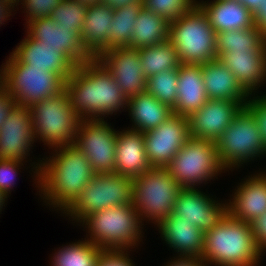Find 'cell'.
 I'll list each match as a JSON object with an SVG mask.
<instances>
[{"label": "cell", "instance_id": "obj_12", "mask_svg": "<svg viewBox=\"0 0 266 266\" xmlns=\"http://www.w3.org/2000/svg\"><path fill=\"white\" fill-rule=\"evenodd\" d=\"M117 131L104 119L80 121L74 145L87 157L96 173H115Z\"/></svg>", "mask_w": 266, "mask_h": 266}, {"label": "cell", "instance_id": "obj_45", "mask_svg": "<svg viewBox=\"0 0 266 266\" xmlns=\"http://www.w3.org/2000/svg\"><path fill=\"white\" fill-rule=\"evenodd\" d=\"M100 3L114 10L125 7L126 5L144 4V0H100Z\"/></svg>", "mask_w": 266, "mask_h": 266}, {"label": "cell", "instance_id": "obj_3", "mask_svg": "<svg viewBox=\"0 0 266 266\" xmlns=\"http://www.w3.org/2000/svg\"><path fill=\"white\" fill-rule=\"evenodd\" d=\"M262 256L251 225L233 219L229 214L204 234L201 259L207 266H258Z\"/></svg>", "mask_w": 266, "mask_h": 266}, {"label": "cell", "instance_id": "obj_11", "mask_svg": "<svg viewBox=\"0 0 266 266\" xmlns=\"http://www.w3.org/2000/svg\"><path fill=\"white\" fill-rule=\"evenodd\" d=\"M132 180L116 173H96L63 214L78 224L97 211L132 204Z\"/></svg>", "mask_w": 266, "mask_h": 266}, {"label": "cell", "instance_id": "obj_48", "mask_svg": "<svg viewBox=\"0 0 266 266\" xmlns=\"http://www.w3.org/2000/svg\"><path fill=\"white\" fill-rule=\"evenodd\" d=\"M74 1H79L82 5L86 7H90L91 5L100 3V0H74Z\"/></svg>", "mask_w": 266, "mask_h": 266}, {"label": "cell", "instance_id": "obj_21", "mask_svg": "<svg viewBox=\"0 0 266 266\" xmlns=\"http://www.w3.org/2000/svg\"><path fill=\"white\" fill-rule=\"evenodd\" d=\"M218 59L235 76L249 94L258 93L266 83V53L264 42L254 52H225Z\"/></svg>", "mask_w": 266, "mask_h": 266}, {"label": "cell", "instance_id": "obj_41", "mask_svg": "<svg viewBox=\"0 0 266 266\" xmlns=\"http://www.w3.org/2000/svg\"><path fill=\"white\" fill-rule=\"evenodd\" d=\"M255 243L258 249L266 252V212L250 223Z\"/></svg>", "mask_w": 266, "mask_h": 266}, {"label": "cell", "instance_id": "obj_30", "mask_svg": "<svg viewBox=\"0 0 266 266\" xmlns=\"http://www.w3.org/2000/svg\"><path fill=\"white\" fill-rule=\"evenodd\" d=\"M143 7L144 4H134L114 9L108 43L94 56V59L106 50L117 47H130L135 19Z\"/></svg>", "mask_w": 266, "mask_h": 266}, {"label": "cell", "instance_id": "obj_42", "mask_svg": "<svg viewBox=\"0 0 266 266\" xmlns=\"http://www.w3.org/2000/svg\"><path fill=\"white\" fill-rule=\"evenodd\" d=\"M16 105L14 99L7 93L4 86L0 83V128Z\"/></svg>", "mask_w": 266, "mask_h": 266}, {"label": "cell", "instance_id": "obj_39", "mask_svg": "<svg viewBox=\"0 0 266 266\" xmlns=\"http://www.w3.org/2000/svg\"><path fill=\"white\" fill-rule=\"evenodd\" d=\"M264 93L261 95L260 92V96L258 94L250 95L245 107L254 115L260 134L266 144V94Z\"/></svg>", "mask_w": 266, "mask_h": 266}, {"label": "cell", "instance_id": "obj_35", "mask_svg": "<svg viewBox=\"0 0 266 266\" xmlns=\"http://www.w3.org/2000/svg\"><path fill=\"white\" fill-rule=\"evenodd\" d=\"M86 10L87 7L79 1L63 0L59 6L53 9L51 18L59 25L68 28L69 32H74L81 38Z\"/></svg>", "mask_w": 266, "mask_h": 266}, {"label": "cell", "instance_id": "obj_8", "mask_svg": "<svg viewBox=\"0 0 266 266\" xmlns=\"http://www.w3.org/2000/svg\"><path fill=\"white\" fill-rule=\"evenodd\" d=\"M29 110L35 143L40 140L48 149L74 144L81 118L71 107L66 91L41 100Z\"/></svg>", "mask_w": 266, "mask_h": 266}, {"label": "cell", "instance_id": "obj_40", "mask_svg": "<svg viewBox=\"0 0 266 266\" xmlns=\"http://www.w3.org/2000/svg\"><path fill=\"white\" fill-rule=\"evenodd\" d=\"M129 251H102L96 266H135Z\"/></svg>", "mask_w": 266, "mask_h": 266}, {"label": "cell", "instance_id": "obj_36", "mask_svg": "<svg viewBox=\"0 0 266 266\" xmlns=\"http://www.w3.org/2000/svg\"><path fill=\"white\" fill-rule=\"evenodd\" d=\"M196 4V0H144L147 10L159 14L169 22L189 12Z\"/></svg>", "mask_w": 266, "mask_h": 266}, {"label": "cell", "instance_id": "obj_25", "mask_svg": "<svg viewBox=\"0 0 266 266\" xmlns=\"http://www.w3.org/2000/svg\"><path fill=\"white\" fill-rule=\"evenodd\" d=\"M177 101L174 114L189 117L208 100L202 75V64H180L178 67Z\"/></svg>", "mask_w": 266, "mask_h": 266}, {"label": "cell", "instance_id": "obj_29", "mask_svg": "<svg viewBox=\"0 0 266 266\" xmlns=\"http://www.w3.org/2000/svg\"><path fill=\"white\" fill-rule=\"evenodd\" d=\"M169 25L167 19L143 7L135 19L130 47L139 49L166 41L169 37Z\"/></svg>", "mask_w": 266, "mask_h": 266}, {"label": "cell", "instance_id": "obj_49", "mask_svg": "<svg viewBox=\"0 0 266 266\" xmlns=\"http://www.w3.org/2000/svg\"><path fill=\"white\" fill-rule=\"evenodd\" d=\"M5 202H8V201L4 197V195L0 192V213L3 210V207H5Z\"/></svg>", "mask_w": 266, "mask_h": 266}, {"label": "cell", "instance_id": "obj_50", "mask_svg": "<svg viewBox=\"0 0 266 266\" xmlns=\"http://www.w3.org/2000/svg\"><path fill=\"white\" fill-rule=\"evenodd\" d=\"M0 1L6 2L8 4H11L14 7H16L17 5L19 6V3L21 2V0H0Z\"/></svg>", "mask_w": 266, "mask_h": 266}, {"label": "cell", "instance_id": "obj_33", "mask_svg": "<svg viewBox=\"0 0 266 266\" xmlns=\"http://www.w3.org/2000/svg\"><path fill=\"white\" fill-rule=\"evenodd\" d=\"M264 42V34L255 25L252 28L217 33V58L225 52H254Z\"/></svg>", "mask_w": 266, "mask_h": 266}, {"label": "cell", "instance_id": "obj_32", "mask_svg": "<svg viewBox=\"0 0 266 266\" xmlns=\"http://www.w3.org/2000/svg\"><path fill=\"white\" fill-rule=\"evenodd\" d=\"M102 249L86 238L77 242L67 243L52 254L50 266H96Z\"/></svg>", "mask_w": 266, "mask_h": 266}, {"label": "cell", "instance_id": "obj_19", "mask_svg": "<svg viewBox=\"0 0 266 266\" xmlns=\"http://www.w3.org/2000/svg\"><path fill=\"white\" fill-rule=\"evenodd\" d=\"M11 54L26 68L44 69L60 74L67 80L77 65L59 48L45 46L33 39L27 32Z\"/></svg>", "mask_w": 266, "mask_h": 266}, {"label": "cell", "instance_id": "obj_46", "mask_svg": "<svg viewBox=\"0 0 266 266\" xmlns=\"http://www.w3.org/2000/svg\"><path fill=\"white\" fill-rule=\"evenodd\" d=\"M14 6L6 2L0 1V27L7 20H10V16L13 15ZM9 18V19H8Z\"/></svg>", "mask_w": 266, "mask_h": 266}, {"label": "cell", "instance_id": "obj_5", "mask_svg": "<svg viewBox=\"0 0 266 266\" xmlns=\"http://www.w3.org/2000/svg\"><path fill=\"white\" fill-rule=\"evenodd\" d=\"M168 40L176 48L180 64H204L217 58V33L196 4L170 22Z\"/></svg>", "mask_w": 266, "mask_h": 266}, {"label": "cell", "instance_id": "obj_7", "mask_svg": "<svg viewBox=\"0 0 266 266\" xmlns=\"http://www.w3.org/2000/svg\"><path fill=\"white\" fill-rule=\"evenodd\" d=\"M182 187L165 167H151L132 180V205L142 223L147 220L158 226L172 212Z\"/></svg>", "mask_w": 266, "mask_h": 266}, {"label": "cell", "instance_id": "obj_6", "mask_svg": "<svg viewBox=\"0 0 266 266\" xmlns=\"http://www.w3.org/2000/svg\"><path fill=\"white\" fill-rule=\"evenodd\" d=\"M0 69V83L17 106L30 108L65 91L66 80L51 71L26 68L11 53Z\"/></svg>", "mask_w": 266, "mask_h": 266}, {"label": "cell", "instance_id": "obj_10", "mask_svg": "<svg viewBox=\"0 0 266 266\" xmlns=\"http://www.w3.org/2000/svg\"><path fill=\"white\" fill-rule=\"evenodd\" d=\"M182 188H199L201 184L226 173L219 161L216 143L190 137L175 157L165 166Z\"/></svg>", "mask_w": 266, "mask_h": 266}, {"label": "cell", "instance_id": "obj_9", "mask_svg": "<svg viewBox=\"0 0 266 266\" xmlns=\"http://www.w3.org/2000/svg\"><path fill=\"white\" fill-rule=\"evenodd\" d=\"M216 148L219 161L227 172L266 156V144L258 124L245 106L216 141Z\"/></svg>", "mask_w": 266, "mask_h": 266}, {"label": "cell", "instance_id": "obj_47", "mask_svg": "<svg viewBox=\"0 0 266 266\" xmlns=\"http://www.w3.org/2000/svg\"><path fill=\"white\" fill-rule=\"evenodd\" d=\"M248 10H250L254 15L260 9L264 0H239Z\"/></svg>", "mask_w": 266, "mask_h": 266}, {"label": "cell", "instance_id": "obj_24", "mask_svg": "<svg viewBox=\"0 0 266 266\" xmlns=\"http://www.w3.org/2000/svg\"><path fill=\"white\" fill-rule=\"evenodd\" d=\"M216 33L255 26L254 14L239 0L197 1Z\"/></svg>", "mask_w": 266, "mask_h": 266}, {"label": "cell", "instance_id": "obj_22", "mask_svg": "<svg viewBox=\"0 0 266 266\" xmlns=\"http://www.w3.org/2000/svg\"><path fill=\"white\" fill-rule=\"evenodd\" d=\"M115 173L135 178L146 173L151 165L146 156L143 132L130 127L117 130Z\"/></svg>", "mask_w": 266, "mask_h": 266}, {"label": "cell", "instance_id": "obj_51", "mask_svg": "<svg viewBox=\"0 0 266 266\" xmlns=\"http://www.w3.org/2000/svg\"><path fill=\"white\" fill-rule=\"evenodd\" d=\"M264 48H265V53H266V33L264 34Z\"/></svg>", "mask_w": 266, "mask_h": 266}, {"label": "cell", "instance_id": "obj_38", "mask_svg": "<svg viewBox=\"0 0 266 266\" xmlns=\"http://www.w3.org/2000/svg\"><path fill=\"white\" fill-rule=\"evenodd\" d=\"M24 162L19 160H0V192L8 199L15 186L18 170L24 167Z\"/></svg>", "mask_w": 266, "mask_h": 266}, {"label": "cell", "instance_id": "obj_17", "mask_svg": "<svg viewBox=\"0 0 266 266\" xmlns=\"http://www.w3.org/2000/svg\"><path fill=\"white\" fill-rule=\"evenodd\" d=\"M244 105L237 101L208 99L189 118L190 137L215 142Z\"/></svg>", "mask_w": 266, "mask_h": 266}, {"label": "cell", "instance_id": "obj_27", "mask_svg": "<svg viewBox=\"0 0 266 266\" xmlns=\"http://www.w3.org/2000/svg\"><path fill=\"white\" fill-rule=\"evenodd\" d=\"M126 109L133 122L131 129L143 133L157 128L173 114L172 108L146 90L128 98Z\"/></svg>", "mask_w": 266, "mask_h": 266}, {"label": "cell", "instance_id": "obj_44", "mask_svg": "<svg viewBox=\"0 0 266 266\" xmlns=\"http://www.w3.org/2000/svg\"><path fill=\"white\" fill-rule=\"evenodd\" d=\"M255 25L262 31L263 34L266 33V0L262 3L260 9L254 15Z\"/></svg>", "mask_w": 266, "mask_h": 266}, {"label": "cell", "instance_id": "obj_1", "mask_svg": "<svg viewBox=\"0 0 266 266\" xmlns=\"http://www.w3.org/2000/svg\"><path fill=\"white\" fill-rule=\"evenodd\" d=\"M52 150V156L39 158L29 167L34 165L31 170L40 198L56 212L63 213L92 181L96 172L86 155L74 144Z\"/></svg>", "mask_w": 266, "mask_h": 266}, {"label": "cell", "instance_id": "obj_13", "mask_svg": "<svg viewBox=\"0 0 266 266\" xmlns=\"http://www.w3.org/2000/svg\"><path fill=\"white\" fill-rule=\"evenodd\" d=\"M143 138L151 167H165L190 138L189 118L173 113Z\"/></svg>", "mask_w": 266, "mask_h": 266}, {"label": "cell", "instance_id": "obj_2", "mask_svg": "<svg viewBox=\"0 0 266 266\" xmlns=\"http://www.w3.org/2000/svg\"><path fill=\"white\" fill-rule=\"evenodd\" d=\"M65 91L81 120L116 115L128 102L113 76L97 59L77 66L66 80Z\"/></svg>", "mask_w": 266, "mask_h": 266}, {"label": "cell", "instance_id": "obj_18", "mask_svg": "<svg viewBox=\"0 0 266 266\" xmlns=\"http://www.w3.org/2000/svg\"><path fill=\"white\" fill-rule=\"evenodd\" d=\"M25 27L33 39L43 42L45 46L59 48L77 66L94 59L76 33L69 32L68 28L59 25L51 17L36 19Z\"/></svg>", "mask_w": 266, "mask_h": 266}, {"label": "cell", "instance_id": "obj_23", "mask_svg": "<svg viewBox=\"0 0 266 266\" xmlns=\"http://www.w3.org/2000/svg\"><path fill=\"white\" fill-rule=\"evenodd\" d=\"M158 228L160 237L177 256L201 257L204 247V233L199 227L184 221L181 216L171 212Z\"/></svg>", "mask_w": 266, "mask_h": 266}, {"label": "cell", "instance_id": "obj_37", "mask_svg": "<svg viewBox=\"0 0 266 266\" xmlns=\"http://www.w3.org/2000/svg\"><path fill=\"white\" fill-rule=\"evenodd\" d=\"M63 0H21L22 8L24 10L23 13L26 17V23L29 24L30 22L40 19L51 17V13L54 8L59 6ZM26 11V12H25Z\"/></svg>", "mask_w": 266, "mask_h": 266}, {"label": "cell", "instance_id": "obj_16", "mask_svg": "<svg viewBox=\"0 0 266 266\" xmlns=\"http://www.w3.org/2000/svg\"><path fill=\"white\" fill-rule=\"evenodd\" d=\"M34 142L30 110L16 105L0 128V160L28 162Z\"/></svg>", "mask_w": 266, "mask_h": 266}, {"label": "cell", "instance_id": "obj_28", "mask_svg": "<svg viewBox=\"0 0 266 266\" xmlns=\"http://www.w3.org/2000/svg\"><path fill=\"white\" fill-rule=\"evenodd\" d=\"M113 15L114 10L105 4L97 3L87 7L81 41L93 57L108 43Z\"/></svg>", "mask_w": 266, "mask_h": 266}, {"label": "cell", "instance_id": "obj_34", "mask_svg": "<svg viewBox=\"0 0 266 266\" xmlns=\"http://www.w3.org/2000/svg\"><path fill=\"white\" fill-rule=\"evenodd\" d=\"M177 87L178 69H169L147 78L146 91L170 108H173L177 101Z\"/></svg>", "mask_w": 266, "mask_h": 266}, {"label": "cell", "instance_id": "obj_4", "mask_svg": "<svg viewBox=\"0 0 266 266\" xmlns=\"http://www.w3.org/2000/svg\"><path fill=\"white\" fill-rule=\"evenodd\" d=\"M79 224L89 234L85 238L103 251H132L144 237V224L132 204L97 211Z\"/></svg>", "mask_w": 266, "mask_h": 266}, {"label": "cell", "instance_id": "obj_14", "mask_svg": "<svg viewBox=\"0 0 266 266\" xmlns=\"http://www.w3.org/2000/svg\"><path fill=\"white\" fill-rule=\"evenodd\" d=\"M198 188H182L174 203L172 213L199 227L205 234L223 221L228 213V201H216ZM223 202V203H222Z\"/></svg>", "mask_w": 266, "mask_h": 266}, {"label": "cell", "instance_id": "obj_26", "mask_svg": "<svg viewBox=\"0 0 266 266\" xmlns=\"http://www.w3.org/2000/svg\"><path fill=\"white\" fill-rule=\"evenodd\" d=\"M202 75L208 99L237 101L244 106L247 104L250 95L219 59L202 64Z\"/></svg>", "mask_w": 266, "mask_h": 266}, {"label": "cell", "instance_id": "obj_20", "mask_svg": "<svg viewBox=\"0 0 266 266\" xmlns=\"http://www.w3.org/2000/svg\"><path fill=\"white\" fill-rule=\"evenodd\" d=\"M246 176L228 199V213L236 220L249 224L266 212V173Z\"/></svg>", "mask_w": 266, "mask_h": 266}, {"label": "cell", "instance_id": "obj_15", "mask_svg": "<svg viewBox=\"0 0 266 266\" xmlns=\"http://www.w3.org/2000/svg\"><path fill=\"white\" fill-rule=\"evenodd\" d=\"M96 59L113 76L127 99L146 90L147 78L138 49L112 48L101 53Z\"/></svg>", "mask_w": 266, "mask_h": 266}, {"label": "cell", "instance_id": "obj_31", "mask_svg": "<svg viewBox=\"0 0 266 266\" xmlns=\"http://www.w3.org/2000/svg\"><path fill=\"white\" fill-rule=\"evenodd\" d=\"M138 52L146 78L169 69H178L180 65L176 48L168 39L154 46L139 48Z\"/></svg>", "mask_w": 266, "mask_h": 266}, {"label": "cell", "instance_id": "obj_43", "mask_svg": "<svg viewBox=\"0 0 266 266\" xmlns=\"http://www.w3.org/2000/svg\"><path fill=\"white\" fill-rule=\"evenodd\" d=\"M164 266H207L201 257L175 256L171 261H167Z\"/></svg>", "mask_w": 266, "mask_h": 266}]
</instances>
